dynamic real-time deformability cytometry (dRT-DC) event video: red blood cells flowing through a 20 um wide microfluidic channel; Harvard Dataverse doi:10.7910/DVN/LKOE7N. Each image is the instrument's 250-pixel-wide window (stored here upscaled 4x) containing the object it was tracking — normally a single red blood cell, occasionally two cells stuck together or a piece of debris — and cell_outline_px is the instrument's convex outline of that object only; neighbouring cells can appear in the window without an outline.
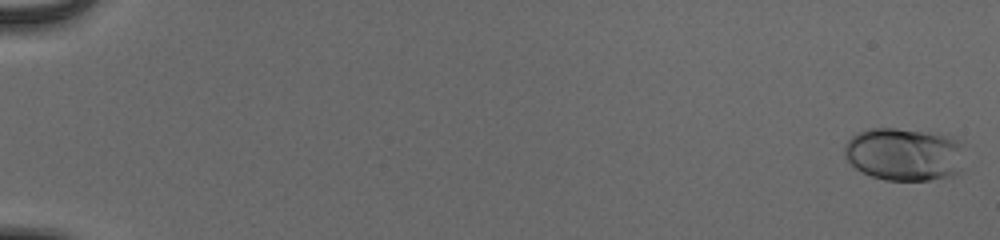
{"species": "human", "species_latin": "Homo sapiens", "temperature_condition": "cold", "stored_images_in_passage": 56, "camera_frame_rate_fps": 3000, "um_per_image_px": 0.085, "donor": {"sex": "male"}, "frame": {"image": 1, "passage_image": 2, "time_ms": 0.333, "image_size_px": [1000, 240], "cell_outline_px": [[964, 144], [960, 172], [952, 176], [928, 180], [884, 180], [872, 176], [856, 168], [844, 156], [844, 144], [852, 136], [860, 132], [872, 128], [892, 128], [920, 132], [944, 136]], "centroid_in_image_um": [76.84, 13.13], "position_along_channel_um": 8.2, "area_um2": 36.7}}
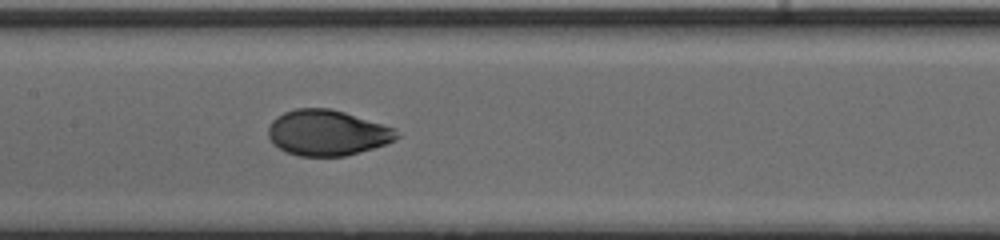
{"frame": {"image": 2, "passage_image": 31, "time_ms": 10.0, "image_size_px": [1000, 240], "cell_outline_px": [[400, 136], [396, 140], [372, 148], [344, 156], [300, 156], [288, 152], [272, 144], [268, 136], [268, 128], [272, 120], [276, 116], [284, 112], [296, 108], [332, 108], [392, 128]], "centroid_in_image_um": [27.76, 11.28], "position_along_channel_um": 179.6, "area_um2": 33.81}}
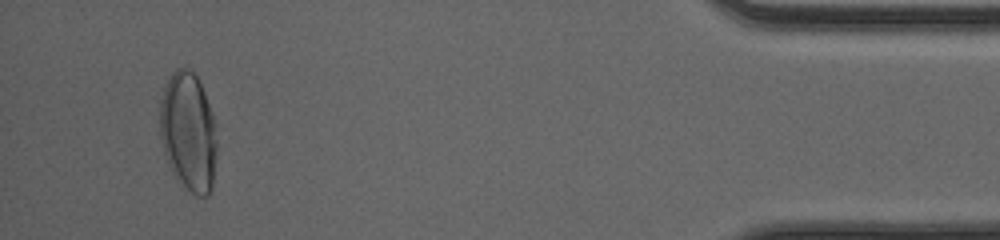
{"frame": {"image": 3, "passage_image": 54, "time_ms": 17.667, "image_size_px": [1000, 240], "cell_outline_px": [[216, 156], [212, 188], [208, 196], [196, 196], [176, 176], [164, 152], [160, 132], [160, 100], [164, 84], [172, 72], [176, 68], [188, 68], [196, 76], [204, 92], [212, 112], [216, 124]], "centroid_in_image_um": [16.02, 11.16], "position_along_channel_um": 419.2, "area_um2": 39.3}, "authors_computed_cell_mechanics": {"area_um2": 34.0731, "velocity_mm_per_s": 3.8922, "shape_relaxation_time_tau1_ms": 3.0779, "shape_relaxation_time_tau2_ms": null, "deformation_change_tau1": 0.1514, "deformation_change_tau2": null}}